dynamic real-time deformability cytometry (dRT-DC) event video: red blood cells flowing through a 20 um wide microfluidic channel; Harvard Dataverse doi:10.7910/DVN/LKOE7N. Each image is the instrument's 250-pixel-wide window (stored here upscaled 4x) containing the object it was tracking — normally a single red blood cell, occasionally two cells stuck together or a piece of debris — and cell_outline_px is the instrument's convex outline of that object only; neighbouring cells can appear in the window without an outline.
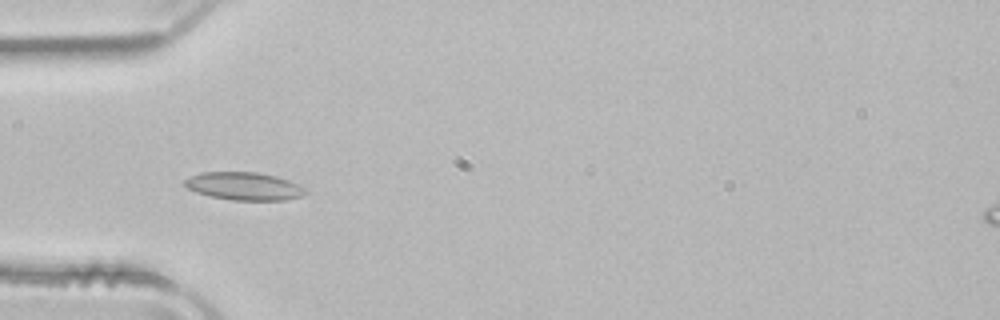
{"species": "common noctule bat (a hibernating species)", "species_latin": "Nyctalus noctula", "temperature_condition": "room temperature", "stored_images_in_passage": 52, "camera_frame_rate_fps": 3000, "um_per_image_px": 0.085, "animal": {"sex": "male", "body_mass_g": 21.5, "forearm_length_mm": 52.0}, "frame": {"image": 1, "passage_image": 17, "time_ms": 5.333, "image_size_px": [1000, 320], "cell_outline_px": [[308, 192], [304, 196], [284, 200], [232, 200], [208, 196], [196, 192], [188, 188], [184, 184], [184, 180], [200, 172], [256, 172], [276, 176], [288, 180], [304, 188]], "centroid_in_image_um": [20.75, 15.83], "position_along_channel_um": 64.3, "area_um2": 19.59}}
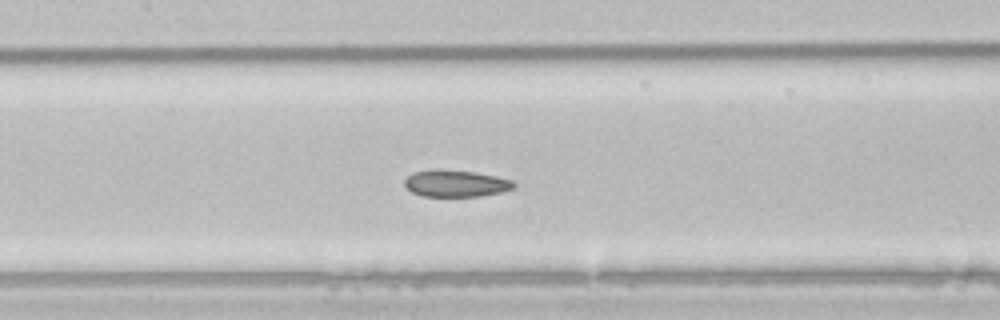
{"frame": {"image": 2, "passage_image": 25, "time_ms": 8.0, "image_size_px": [1000, 320], "cell_outline_px": [[516, 184], [512, 188], [500, 192], [480, 196], [420, 196], [412, 192], [404, 184], [404, 180], [412, 172], [436, 168], [476, 172], [496, 176], [512, 180]], "centroid_in_image_um": [38.7, 15.57], "position_along_channel_um": 168.7, "area_um2": 17.17}}
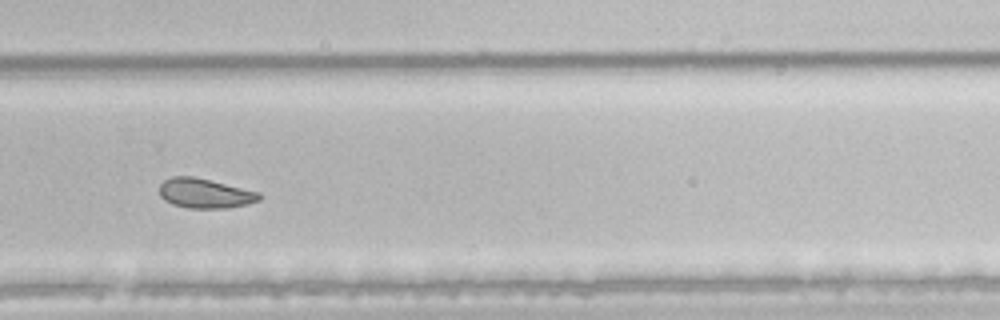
{"frame": {"image": 3, "passage_image": 36, "time_ms": 11.667, "image_size_px": [1000, 320], "cell_outline_px": [[260, 200], [248, 204], [228, 208], [188, 208], [172, 204], [164, 200], [160, 196], [160, 184], [164, 180], [172, 176], [192, 176], [260, 192]], "centroid_in_image_um": [17.41, 16.44], "position_along_channel_um": 312.4, "area_um2": 17.22}, "authors_computed_cell_mechanics": {"area_um2": 19.8832, "velocity_mm_per_s": 3.9341, "shape_relaxation_time_tau1_ms": 3.5865, "shape_relaxation_time_tau2_ms": 2.5894, "deformation_change_tau1": 0.0888, "deformation_change_tau2": 0.0736}}